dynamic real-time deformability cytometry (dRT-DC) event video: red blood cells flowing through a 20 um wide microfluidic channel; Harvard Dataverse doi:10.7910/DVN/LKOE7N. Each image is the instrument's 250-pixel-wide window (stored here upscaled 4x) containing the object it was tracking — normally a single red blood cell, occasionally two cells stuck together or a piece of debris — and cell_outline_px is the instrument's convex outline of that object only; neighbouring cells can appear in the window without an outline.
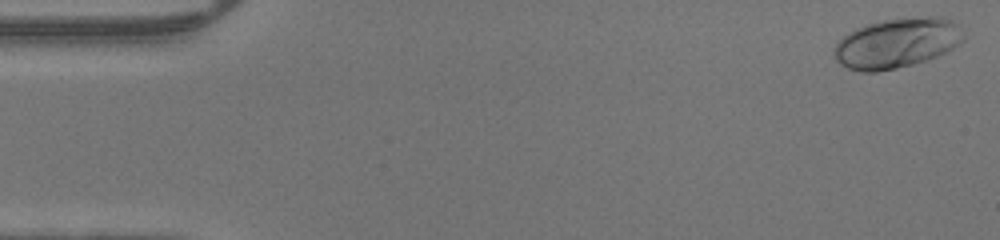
{"species": "human", "species_latin": "Homo sapiens", "temperature_condition": "warm", "stored_images_in_passage": 47, "camera_frame_rate_fps": 3000, "um_per_image_px": 0.085, "donor": {"sex": "male"}, "frame": {"image": 1, "passage_image": 1, "time_ms": 0.0, "image_size_px": [1000, 240], "cell_outline_px": [[964, 40], [960, 44], [928, 60], [896, 68], [876, 72], [860, 72], [848, 68], [840, 64], [832, 56], [832, 48], [836, 40], [848, 32], [856, 28], [868, 24], [884, 20], [928, 16], [940, 16], [952, 20], [956, 24], [964, 36]], "centroid_in_image_um": [76.17, 3.67], "position_along_channel_um": 8.8, "area_um2": 37.86}}
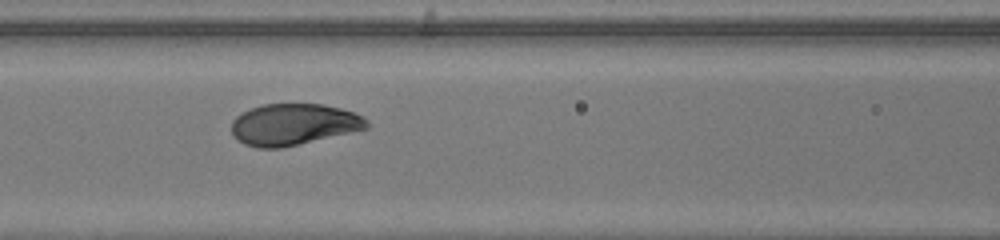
{"frame": {"image": 2, "passage_image": 20, "time_ms": 6.333, "image_size_px": [1000, 240], "cell_outline_px": [[368, 128], [280, 148], [256, 148], [244, 144], [236, 140], [232, 136], [232, 120], [240, 112], [264, 104], [324, 104], [340, 108], [364, 116], [368, 120]], "centroid_in_image_um": [24.91, 10.57], "position_along_channel_um": 141.7, "area_um2": 32.66}}
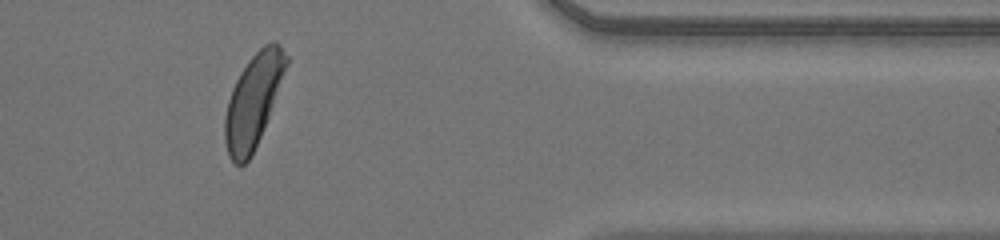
{"frame": {"image": 3, "passage_image": 39, "time_ms": 12.667, "image_size_px": [1000, 240], "cell_outline_px": [[288, 64], [268, 116], [252, 156], [244, 164], [236, 164], [228, 156], [224, 140], [224, 116], [228, 100], [232, 88], [240, 72], [248, 60], [264, 44], [272, 40], [276, 40], [280, 44], [288, 56]], "centroid_in_image_um": [21.51, 8.54], "position_along_channel_um": 389.9, "area_um2": 33.0}}